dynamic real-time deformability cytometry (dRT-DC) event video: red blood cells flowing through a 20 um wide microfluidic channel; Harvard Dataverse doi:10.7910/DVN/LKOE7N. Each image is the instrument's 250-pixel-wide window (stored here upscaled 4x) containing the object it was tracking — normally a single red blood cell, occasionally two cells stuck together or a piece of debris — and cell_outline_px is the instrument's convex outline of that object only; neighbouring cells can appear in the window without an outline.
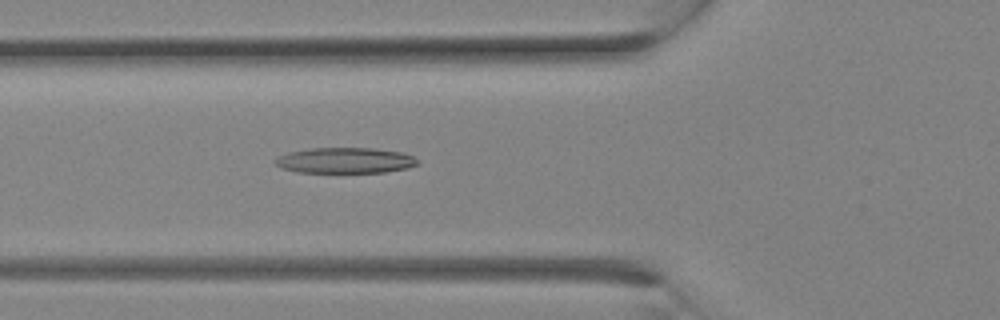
{"species": "Egyptian fruit bat (a non-hibernating species)", "species_latin": "Rousettus aegyptiacus", "temperature_condition": "room temperature", "stored_images_in_passage": 11, "camera_frame_rate_fps": 3000, "um_per_image_px": 0.085, "animal": {"sex": "female"}, "frame": {"image": 1, "passage_image": 11, "time_ms": 3.333, "image_size_px": [1000, 320], "cell_outline_px": [[420, 164], [408, 168], [384, 172], [296, 172], [280, 168], [272, 160], [288, 152], [312, 148], [372, 148], [404, 152], [412, 156]], "centroid_in_image_um": [29.33, 13.63], "position_along_channel_um": 96.5, "area_um2": 21.33}}